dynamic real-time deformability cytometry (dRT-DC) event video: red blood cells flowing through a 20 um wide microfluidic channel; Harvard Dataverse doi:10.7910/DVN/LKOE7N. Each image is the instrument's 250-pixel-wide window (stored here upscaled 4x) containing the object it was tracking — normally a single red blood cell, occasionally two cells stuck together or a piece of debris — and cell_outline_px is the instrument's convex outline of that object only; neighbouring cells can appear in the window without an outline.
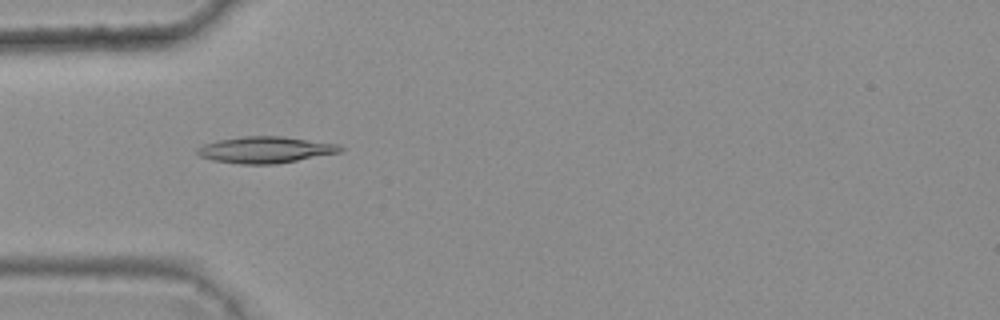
{"species": "common noctule bat (a hibernating species)", "species_latin": "Nyctalus noctula", "temperature_condition": "warm", "stored_images_in_passage": 3, "camera_frame_rate_fps": 3000, "um_per_image_px": 0.085, "animal": {"sex": "female", "body_mass_g": 25.1}, "frame": {"image": 1, "passage_image": 2, "time_ms": 0.333, "image_size_px": [1000, 320], "cell_outline_px": [[344, 148], [340, 152], [276, 164], [240, 164], [212, 160], [200, 156], [196, 152], [196, 148], [204, 144], [216, 140], [244, 136], [284, 136], [340, 144]], "centroid_in_image_um": [22.55, 12.72], "position_along_channel_um": 62.4, "area_um2": 22.14}}
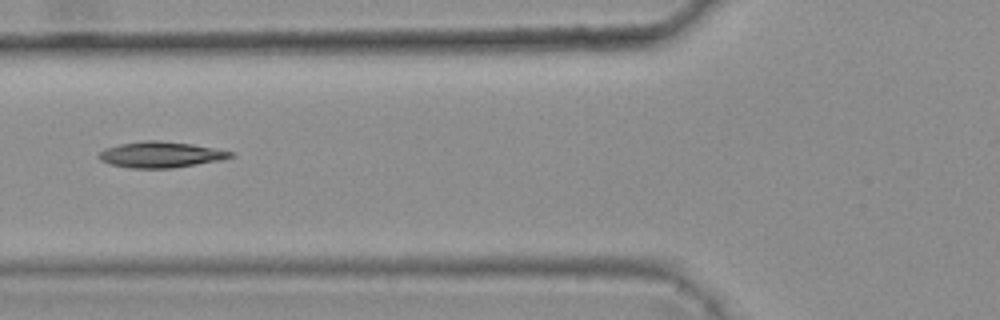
{"frame": {"image": 2, "passage_image": 3, "time_ms": 0.667, "image_size_px": [1000, 320], "cell_outline_px": [[236, 156], [220, 160], [172, 168], [132, 168], [112, 164], [100, 160], [100, 152], [104, 148], [120, 144], [144, 140], [160, 140], [192, 144], [236, 152]], "centroid_in_image_um": [13.71, 13.13], "position_along_channel_um": 112.1, "area_um2": 19.83}}